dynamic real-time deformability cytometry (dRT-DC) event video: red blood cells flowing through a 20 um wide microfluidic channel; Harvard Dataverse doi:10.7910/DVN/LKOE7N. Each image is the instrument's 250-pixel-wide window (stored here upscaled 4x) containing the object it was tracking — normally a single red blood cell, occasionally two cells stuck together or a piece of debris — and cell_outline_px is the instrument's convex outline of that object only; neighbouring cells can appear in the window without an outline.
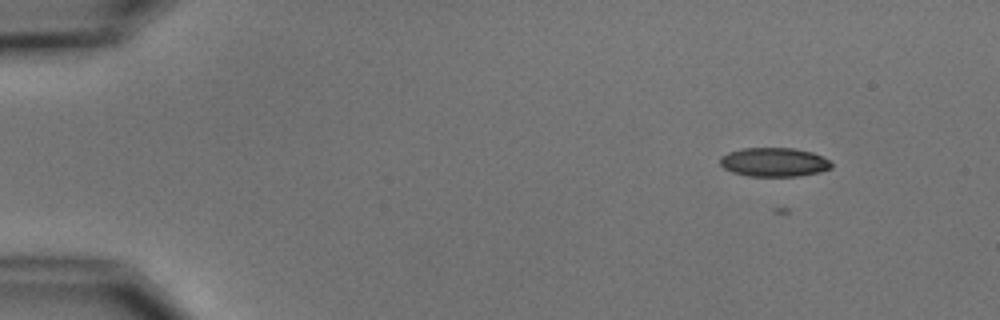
{"species": "common noctule bat (a hibernating species)", "species_latin": "Nyctalus noctula", "temperature_condition": "cold", "stored_images_in_passage": 7, "camera_frame_rate_fps": 3000, "um_per_image_px": 0.085, "animal": {"sex": "male", "body_mass_g": 15.6}, "frame": {"image": 1, "passage_image": 2, "time_ms": 1.333, "image_size_px": [1000, 320], "cell_outline_px": [[832, 168], [820, 172], [796, 176], [748, 176], [732, 172], [724, 168], [720, 164], [720, 156], [728, 152], [740, 148], [796, 148], [812, 152], [828, 160], [832, 164]], "centroid_in_image_um": [65.77, 13.78], "position_along_channel_um": 19.2, "area_um2": 18.84}}